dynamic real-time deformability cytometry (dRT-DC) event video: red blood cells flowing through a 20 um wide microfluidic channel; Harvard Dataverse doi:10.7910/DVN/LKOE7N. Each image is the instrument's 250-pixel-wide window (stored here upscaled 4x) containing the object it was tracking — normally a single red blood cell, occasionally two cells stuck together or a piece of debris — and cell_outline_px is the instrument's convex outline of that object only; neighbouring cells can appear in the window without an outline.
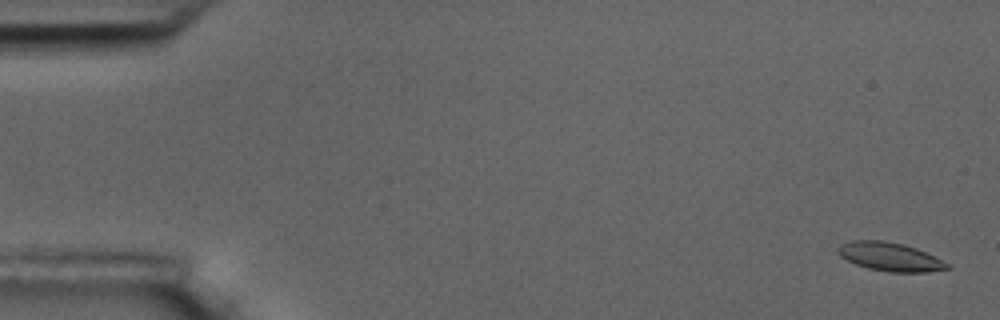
{"species": "common noctule bat (a hibernating species)", "species_latin": "Nyctalus noctula", "temperature_condition": "room temperature", "stored_images_in_passage": 58, "camera_frame_rate_fps": 3000, "um_per_image_px": 0.085, "animal": {"sex": "male", "body_mass_g": 17.5, "forearm_length_mm": 52.3}, "frame": {"image": 1, "passage_image": 2, "time_ms": 0.333, "image_size_px": [1000, 320], "cell_outline_px": [[952, 268], [928, 272], [892, 272], [868, 268], [856, 264], [840, 256], [836, 252], [836, 248], [840, 244], [852, 240], [884, 240], [904, 244], [916, 248], [948, 264]], "centroid_in_image_um": [75.6, 21.81], "position_along_channel_um": 9.4, "area_um2": 18.09}}
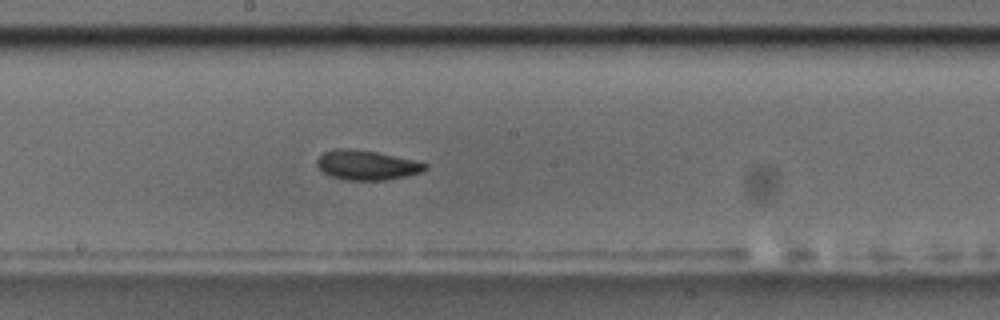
{"frame": {"image": 2, "passage_image": 31, "time_ms": 10.0, "image_size_px": [1000, 320], "cell_outline_px": [[428, 168], [420, 172], [404, 176], [384, 180], [344, 180], [332, 176], [324, 172], [316, 164], [316, 160], [324, 152], [336, 148], [348, 148], [376, 152], [412, 160], [428, 164]], "centroid_in_image_um": [31.14, 14.03], "position_along_channel_um": 217.1, "area_um2": 18.38}}
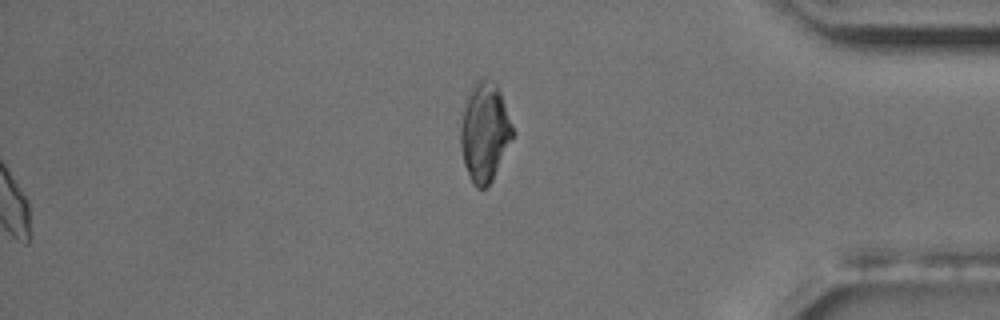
{"frame": {"image": 3, "passage_image": 58, "time_ms": 19.0, "image_size_px": [1000, 320], "cell_outline_px": [[516, 132], [492, 180], [484, 188], [476, 188], [472, 184], [464, 164], [460, 148], [460, 124], [464, 108], [472, 84], [480, 76], [484, 76], [496, 80]], "centroid_in_image_um": [41.21, 11.17], "position_along_channel_um": 394.0, "area_um2": 30.69}, "authors_computed_cell_mechanics": {"area_um2": 18.496, "velocity_mm_per_s": 3.5809, "shape_relaxation_time_tau1_ms": 8.1411, "shape_relaxation_time_tau2_ms": 6.573, "deformation_change_tau1": 0.1278, "deformation_change_tau2": 0.1238}}